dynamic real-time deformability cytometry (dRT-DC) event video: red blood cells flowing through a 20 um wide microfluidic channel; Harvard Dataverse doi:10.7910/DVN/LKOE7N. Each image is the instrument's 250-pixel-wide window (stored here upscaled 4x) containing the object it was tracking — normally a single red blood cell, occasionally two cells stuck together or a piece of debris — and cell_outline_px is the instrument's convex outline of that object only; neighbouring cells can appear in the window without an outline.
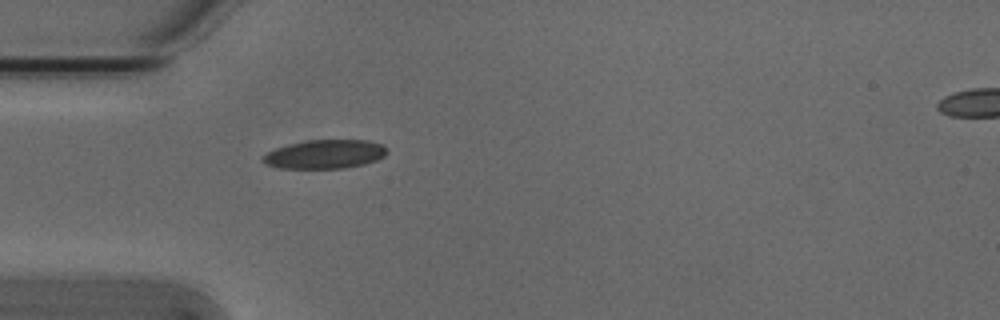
{"species": "Egyptian fruit bat (a non-hibernating species)", "species_latin": "Rousettus aegyptiacus", "temperature_condition": "cold", "stored_images_in_passage": 2, "segment_of_instrument_passage": [1, 2], "camera_frame_rate_fps": 3000, "um_per_image_px": 0.085, "animal": {"sex": "male"}, "frame": {"image": 1, "passage_image": 1, "time_ms": 0.0, "image_size_px": [1000, 320], "cell_outline_px": [[388, 152], [384, 156], [376, 160], [364, 164], [344, 168], [280, 168], [264, 164], [260, 160], [260, 156], [276, 148], [288, 144], [308, 140], [368, 140], [380, 144]], "centroid_in_image_um": [27.56, 13.11], "position_along_channel_um": 57.4, "area_um2": 20.87}}